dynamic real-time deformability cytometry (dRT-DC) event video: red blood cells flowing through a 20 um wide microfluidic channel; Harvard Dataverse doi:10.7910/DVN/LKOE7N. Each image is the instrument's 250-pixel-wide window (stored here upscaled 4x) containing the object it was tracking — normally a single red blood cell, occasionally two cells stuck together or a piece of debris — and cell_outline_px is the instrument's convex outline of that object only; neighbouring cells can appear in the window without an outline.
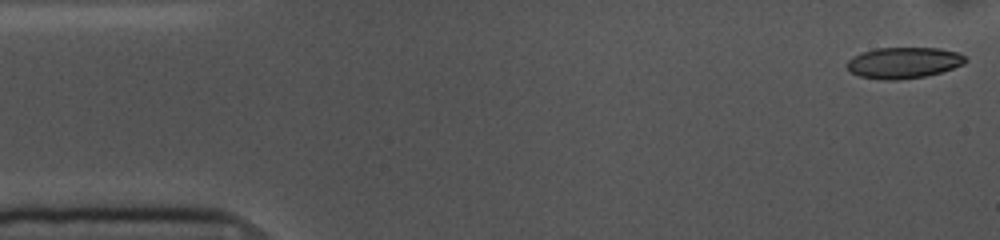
{"species": "common noctule bat (a hibernating species)", "species_latin": "Nyctalus noctula", "temperature_condition": "cold", "stored_images_in_passage": 54, "camera_frame_rate_fps": 3000, "um_per_image_px": 0.085, "animal": {"sex": "female", "body_mass_g": 10.0, "forearm_length_mm": 53.1}, "frame": {"image": 1, "passage_image": 1, "time_ms": 0.0, "image_size_px": [1000, 240], "cell_outline_px": [[968, 60], [964, 64], [940, 72], [924, 76], [900, 80], [884, 80], [860, 76], [852, 72], [848, 68], [848, 60], [852, 56], [876, 48], [940, 48], [956, 52], [964, 56]], "centroid_in_image_um": [76.82, 5.33], "position_along_channel_um": 8.2, "area_um2": 21.27}}
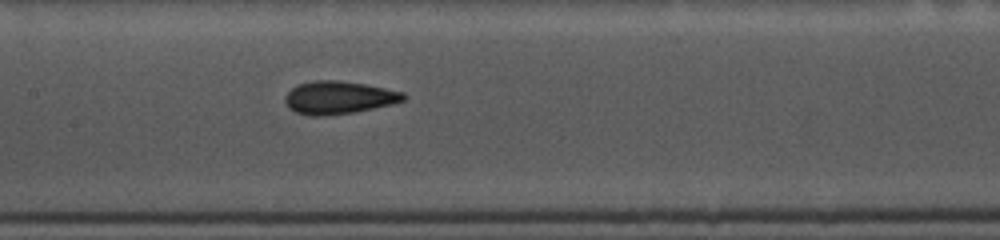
{"frame": {"image": 2, "passage_image": 24, "time_ms": 7.667, "image_size_px": [1000, 240], "cell_outline_px": [[408, 96], [404, 100], [392, 104], [352, 112], [324, 116], [308, 116], [296, 112], [288, 108], [284, 100], [284, 96], [296, 84], [316, 80], [340, 80], [364, 84], [404, 92]], "centroid_in_image_um": [28.76, 8.29], "position_along_channel_um": 178.6, "area_um2": 22.72}}
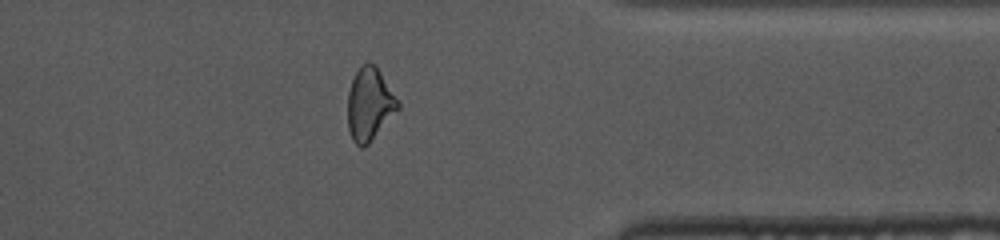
{"frame": {"image": 3, "passage_image": 42, "time_ms": 13.667, "image_size_px": [1000, 240], "cell_outline_px": [[400, 108], [368, 144], [364, 148], [360, 148], [352, 140], [348, 128], [348, 92], [352, 80], [360, 64], [368, 60], [376, 64], [400, 104]], "centroid_in_image_um": [31.4, 8.83], "position_along_channel_um": 380.0, "area_um2": 21.44}, "authors_computed_cell_mechanics": {"area_um2": 21.964, "velocity_mm_per_s": 3.6012, "shape_relaxation_time_tau1_ms": 5.3224, "shape_relaxation_time_tau2_ms": 1.7428, "deformation_change_tau1": 0.1302, "deformation_change_tau2": 0.0882}}